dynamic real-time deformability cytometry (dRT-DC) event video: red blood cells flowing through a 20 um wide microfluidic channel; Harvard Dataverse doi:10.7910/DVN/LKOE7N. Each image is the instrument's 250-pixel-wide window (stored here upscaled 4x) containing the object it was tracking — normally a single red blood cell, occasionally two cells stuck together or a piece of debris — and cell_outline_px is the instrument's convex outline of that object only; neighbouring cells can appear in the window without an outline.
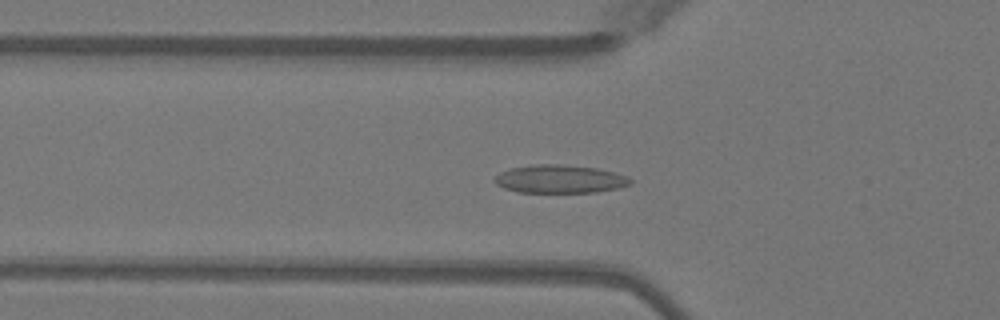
{"species": "Egyptian fruit bat (a non-hibernating species)", "species_latin": "Rousettus aegyptiacus", "temperature_condition": "warm", "stored_images_in_passage": 42, "camera_frame_rate_fps": 3000, "um_per_image_px": 0.085, "animal": {"sex": "female"}, "frame": {"image": 1, "passage_image": 8, "time_ms": 2.333, "image_size_px": [1000, 320], "cell_outline_px": [[632, 184], [616, 188], [596, 192], [516, 192], [504, 188], [496, 184], [492, 180], [500, 172], [512, 168], [536, 164], [556, 164], [596, 168], [628, 176], [632, 180]], "centroid_in_image_um": [47.57, 15.22], "position_along_channel_um": 78.2, "area_um2": 22.14}}
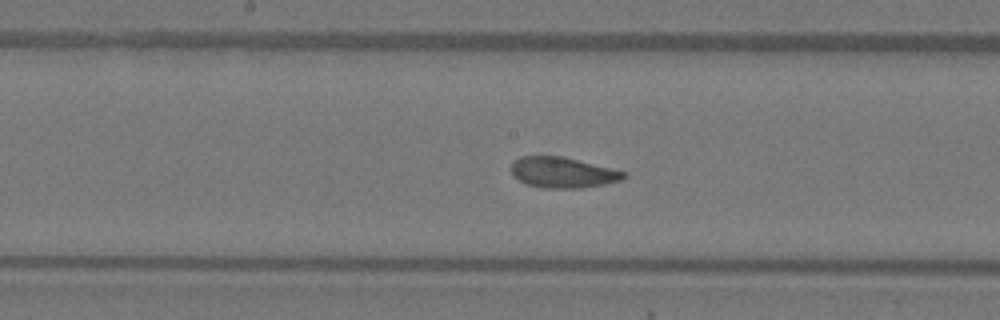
{"frame": {"image": 2, "passage_image": 17, "time_ms": 5.333, "image_size_px": [1000, 320], "cell_outline_px": [[628, 176], [620, 180], [604, 184], [580, 188], [544, 188], [528, 184], [512, 176], [512, 164], [520, 156], [564, 156], [628, 172]], "centroid_in_image_um": [47.87, 14.65], "position_along_channel_um": 200.3, "area_um2": 20.11}}
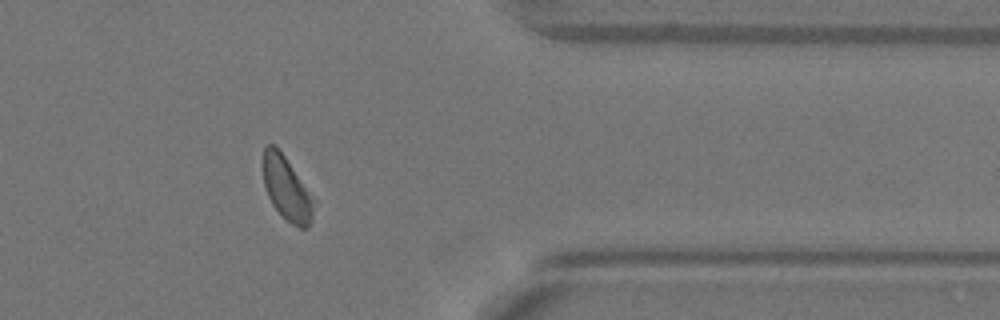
{"frame": {"image": 3, "passage_image": 32, "time_ms": 10.333, "image_size_px": [1000, 320], "cell_outline_px": [[312, 220], [308, 228], [300, 228], [292, 224], [272, 204], [268, 196], [264, 184], [260, 164], [264, 148], [268, 144], [276, 144], [284, 156], [312, 200]], "centroid_in_image_um": [24.26, 15.97], "position_along_channel_um": 387.1, "area_um2": 18.21}}